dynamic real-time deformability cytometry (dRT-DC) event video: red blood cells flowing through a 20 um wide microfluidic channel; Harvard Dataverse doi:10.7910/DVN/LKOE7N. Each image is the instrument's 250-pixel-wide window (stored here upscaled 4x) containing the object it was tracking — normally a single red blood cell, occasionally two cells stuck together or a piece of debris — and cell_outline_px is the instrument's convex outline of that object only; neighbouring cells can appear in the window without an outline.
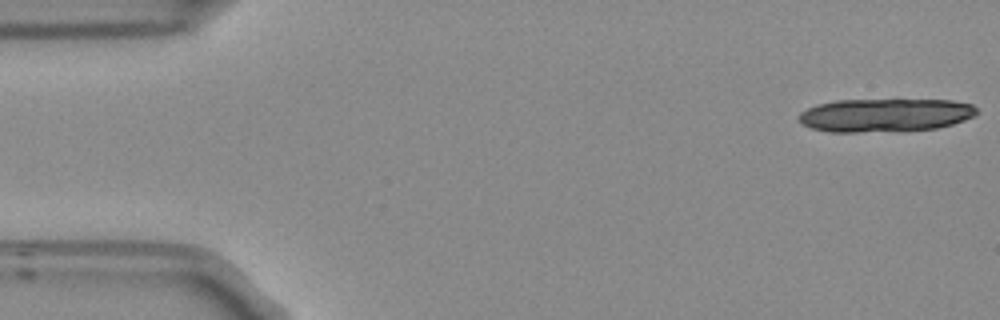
{"species": "Egyptian fruit bat (a non-hibernating species)", "species_latin": "Rousettus aegyptiacus", "temperature_condition": "room temperature", "stored_images_in_passage": 9, "camera_frame_rate_fps": 3000, "um_per_image_px": 0.085, "frame": {"image": 1, "passage_image": 1, "time_ms": 0.0, "image_size_px": [1000, 320], "cell_outline_px": [[976, 112], [972, 116], [964, 120], [952, 124], [936, 128], [904, 132], [828, 132], [812, 128], [804, 124], [796, 116], [800, 112], [816, 104], [836, 100], [952, 100], [972, 104], [976, 108]], "centroid_in_image_um": [75.21, 9.8], "position_along_channel_um": 9.8, "area_um2": 34.91}}